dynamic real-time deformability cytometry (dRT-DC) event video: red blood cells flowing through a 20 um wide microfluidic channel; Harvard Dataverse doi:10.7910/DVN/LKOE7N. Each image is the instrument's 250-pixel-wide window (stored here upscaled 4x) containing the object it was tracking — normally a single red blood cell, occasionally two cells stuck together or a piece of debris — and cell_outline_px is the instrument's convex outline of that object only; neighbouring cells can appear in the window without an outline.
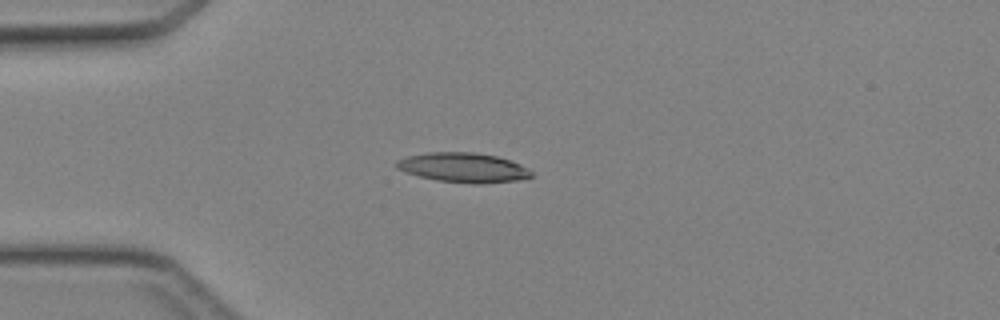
{"species": "Egyptian fruit bat (a non-hibernating species)", "species_latin": "Rousettus aegyptiacus", "temperature_condition": "cold", "stored_images_in_passage": 35, "camera_frame_rate_fps": 3000, "um_per_image_px": 0.085, "animal": {"sex": "female"}, "frame": {"image": 1, "passage_image": 1, "time_ms": 0.0, "image_size_px": [1000, 320], "cell_outline_px": [[532, 176], [516, 180], [480, 184], [472, 184], [436, 180], [404, 172], [396, 168], [396, 160], [408, 156], [428, 152], [476, 152], [496, 156], [520, 164], [528, 168], [532, 172]], "centroid_in_image_um": [39.35, 14.24], "position_along_channel_um": 45.6, "area_um2": 23.24}}
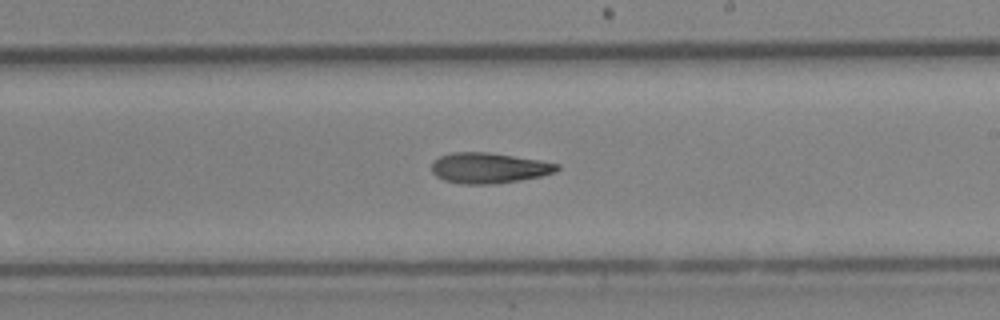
{"frame": {"image": 2, "passage_image": 16, "time_ms": 5.0, "image_size_px": [1000, 320], "cell_outline_px": [[560, 168], [556, 172], [540, 176], [520, 180], [496, 184], [464, 184], [444, 180], [436, 176], [432, 172], [432, 164], [440, 156], [456, 152], [488, 152], [540, 160], [560, 164]], "centroid_in_image_um": [41.59, 14.28], "position_along_channel_um": 247.4, "area_um2": 22.25}}
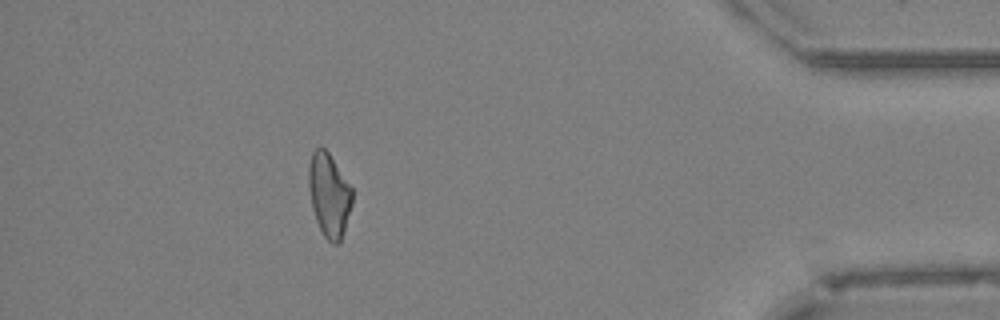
{"frame": {"image": 3, "passage_image": 30, "time_ms": 9.667, "image_size_px": [1000, 320], "cell_outline_px": [[352, 204], [340, 240], [336, 244], [332, 244], [324, 236], [316, 220], [312, 208], [308, 184], [308, 164], [312, 152], [320, 144], [328, 152], [352, 188]], "centroid_in_image_um": [27.94, 16.53], "position_along_channel_um": 407.3, "area_um2": 21.04}}